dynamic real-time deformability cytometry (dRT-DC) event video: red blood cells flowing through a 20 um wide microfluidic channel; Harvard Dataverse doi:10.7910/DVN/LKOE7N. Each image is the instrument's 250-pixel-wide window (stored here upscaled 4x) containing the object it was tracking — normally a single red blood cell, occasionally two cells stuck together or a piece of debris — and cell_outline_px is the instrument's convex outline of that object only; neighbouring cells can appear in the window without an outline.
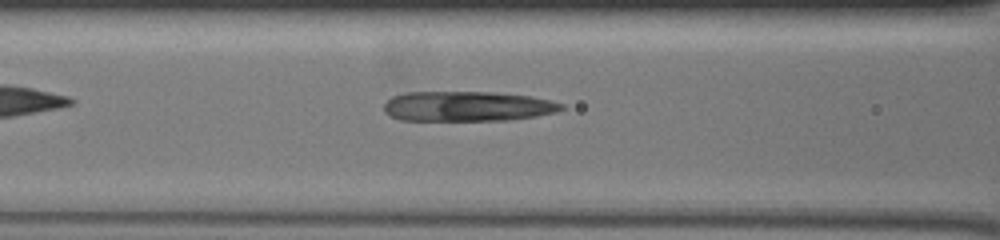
{"species": "common noctule bat (a hibernating species)", "species_latin": "Nyctalus noctula", "temperature_condition": "warm", "stored_images_in_passage": 41, "camera_frame_rate_fps": 3000, "um_per_image_px": 0.085, "animal": {"sex": "female", "body_mass_g": 19.5, "forearm_length_mm": 54.1}, "frame": {"image": 1, "passage_image": 11, "time_ms": 3.333, "image_size_px": [1000, 240], "cell_outline_px": [[564, 108], [556, 112], [536, 116], [508, 120], [400, 120], [384, 112], [384, 104], [392, 96], [404, 92], [496, 92], [532, 96], [564, 104]], "centroid_in_image_um": [39.72, 9.03], "position_along_channel_um": 126.9, "area_um2": 31.1}}
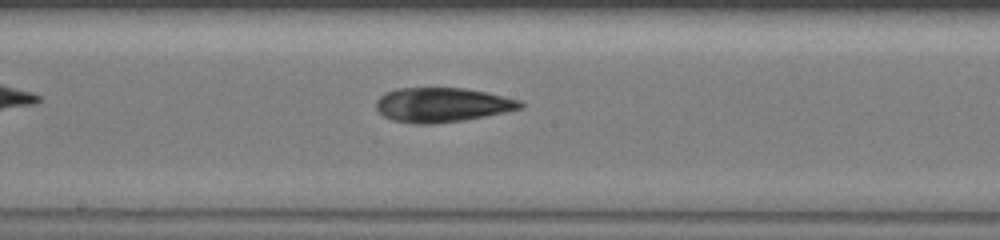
{"frame": {"image": 2, "passage_image": 19, "time_ms": 6.0, "image_size_px": [1000, 240], "cell_outline_px": [[524, 108], [464, 120], [432, 124], [416, 124], [392, 120], [384, 116], [376, 108], [376, 100], [384, 92], [396, 88], [464, 88], [484, 92], [520, 100], [524, 104]], "centroid_in_image_um": [37.55, 8.91], "position_along_channel_um": 210.7, "area_um2": 28.9}}
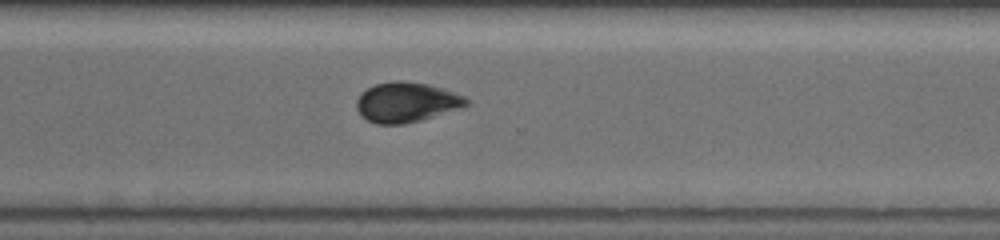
{"frame": {"image": 3, "passage_image": 31, "time_ms": 10.0, "image_size_px": [1000, 240], "cell_outline_px": [[468, 104], [420, 120], [404, 124], [376, 124], [368, 120], [356, 108], [356, 100], [360, 92], [376, 84], [400, 80], [428, 84], [444, 88], [464, 96], [468, 100]], "centroid_in_image_um": [34.5, 8.67], "position_along_channel_um": 336.1, "area_um2": 25.14}}